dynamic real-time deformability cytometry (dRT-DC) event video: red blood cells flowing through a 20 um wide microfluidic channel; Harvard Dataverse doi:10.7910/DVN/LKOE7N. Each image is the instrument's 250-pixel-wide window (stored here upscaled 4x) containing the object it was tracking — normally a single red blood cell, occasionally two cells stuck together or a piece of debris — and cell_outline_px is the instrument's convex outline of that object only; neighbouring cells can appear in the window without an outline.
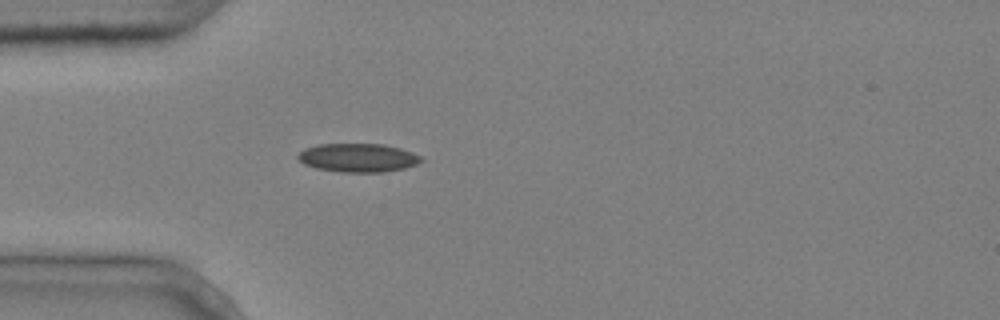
{"species": "common noctule bat (a hibernating species)", "species_latin": "Nyctalus noctula", "temperature_condition": "cold", "stored_images_in_passage": 4, "camera_frame_rate_fps": 3000, "um_per_image_px": 0.085, "animal": {"sex": "male", "body_mass_g": 20.4}, "frame": {"image": 1, "passage_image": 4, "time_ms": 1.0, "image_size_px": [1000, 320], "cell_outline_px": [[424, 160], [416, 164], [404, 168], [384, 172], [340, 172], [316, 168], [304, 164], [296, 156], [304, 148], [320, 144], [384, 144], [400, 148], [424, 156]], "centroid_in_image_um": [30.46, 13.4], "position_along_channel_um": 54.5, "area_um2": 20.63}}